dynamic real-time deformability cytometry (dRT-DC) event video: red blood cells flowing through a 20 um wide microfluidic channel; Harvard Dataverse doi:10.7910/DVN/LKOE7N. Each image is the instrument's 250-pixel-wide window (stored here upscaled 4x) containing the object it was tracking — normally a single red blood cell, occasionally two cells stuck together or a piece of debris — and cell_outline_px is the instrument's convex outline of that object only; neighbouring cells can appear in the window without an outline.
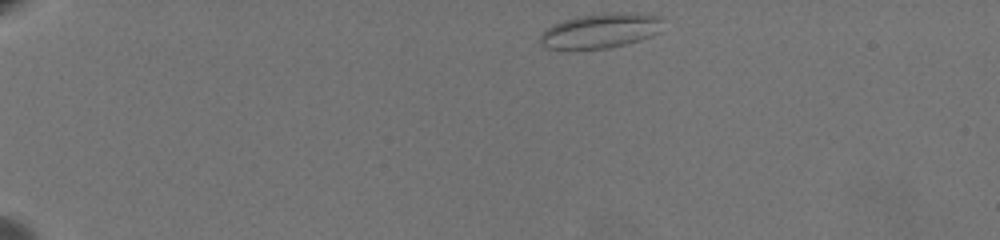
{"species": "common noctule bat (a hibernating species)", "species_latin": "Nyctalus noctula", "temperature_condition": "warm", "stored_images_in_passage": 51, "camera_frame_rate_fps": 3000, "um_per_image_px": 0.085, "animal": {"sex": "female", "body_mass_g": 19.5, "forearm_length_mm": 54.1}, "frame": {"image": 1, "passage_image": 1, "time_ms": 0.0, "image_size_px": [1000, 240], "cell_outline_px": [[664, 20], [660, 32], [624, 44], [608, 48], [548, 48], [540, 44], [540, 36], [548, 28], [564, 20], [580, 16], [660, 16]], "centroid_in_image_um": [51.0, 2.67], "position_along_channel_um": 34.0, "area_um2": 22.95}}
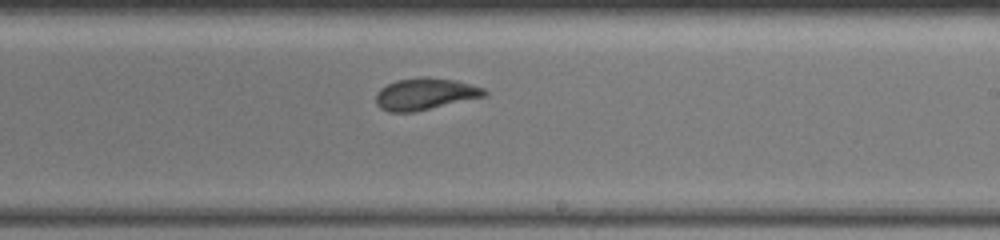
{"frame": {"image": 2, "passage_image": 29, "time_ms": 9.333, "image_size_px": [1000, 240], "cell_outline_px": [[488, 92], [484, 96], [412, 112], [388, 112], [380, 108], [376, 104], [376, 92], [380, 88], [396, 80], [424, 76], [428, 76], [456, 80], [484, 88]], "centroid_in_image_um": [36.09, 7.97], "position_along_channel_um": 252.9, "area_um2": 20.0}}
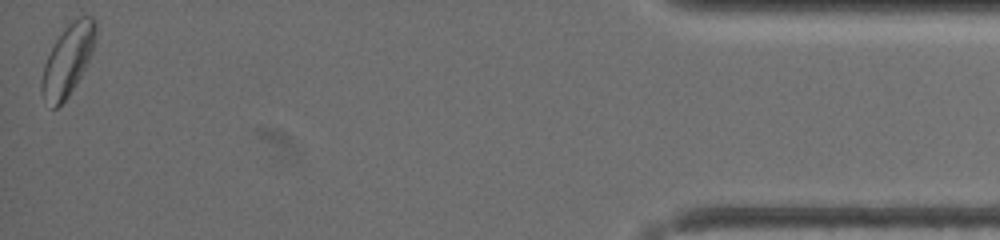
{"frame": {"image": 3, "passage_image": 51, "time_ms": 16.667, "image_size_px": [1000, 240], "cell_outline_px": [[96, 32], [92, 52], [80, 76], [68, 96], [56, 108], [52, 108], [40, 92], [40, 80], [44, 64], [56, 40], [64, 28], [72, 20], [80, 16], [92, 16], [96, 20]], "centroid_in_image_um": [5.75, 5.08], "position_along_channel_um": 429.4, "area_um2": 21.96}, "authors_computed_cell_mechanics": {"area_um2": 20.3456, "velocity_mm_per_s": 3.3778, "shape_relaxation_time_tau1_ms": 4.4629, "shape_relaxation_time_tau2_ms": 1.1801, "deformation_change_tau1": 0.116, "deformation_change_tau2": 0.0475}}